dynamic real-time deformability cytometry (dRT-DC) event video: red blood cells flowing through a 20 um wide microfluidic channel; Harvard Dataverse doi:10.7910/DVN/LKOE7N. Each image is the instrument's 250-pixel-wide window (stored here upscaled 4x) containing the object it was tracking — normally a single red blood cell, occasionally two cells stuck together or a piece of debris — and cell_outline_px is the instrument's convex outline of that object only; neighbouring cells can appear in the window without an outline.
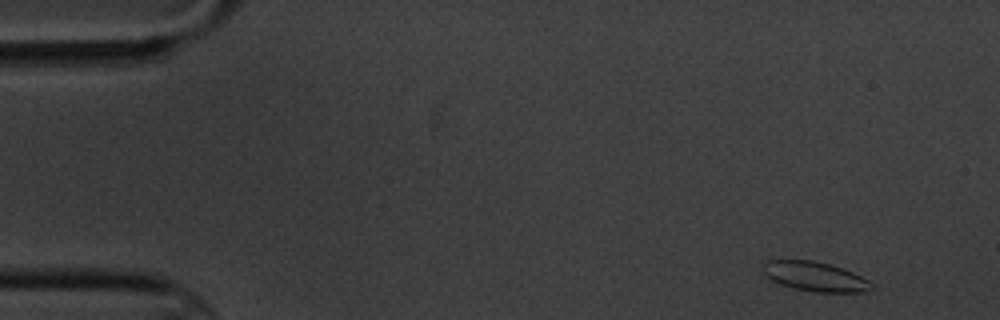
{"species": "common noctule bat (a hibernating species)", "species_latin": "Nyctalus noctula", "temperature_condition": "cold", "stored_images_in_passage": 9, "camera_frame_rate_fps": 3000, "um_per_image_px": 0.085, "animal": {"sex": "male", "body_mass_g": 20.1, "forearm_length_mm": 53.5}, "frame": {"image": 1, "passage_image": 1, "time_ms": 0.0, "image_size_px": [1000, 320], "cell_outline_px": [[876, 288], [864, 292], [816, 292], [792, 288], [780, 284], [764, 276], [760, 272], [760, 268], [764, 260], [812, 260], [828, 264], [852, 272], [868, 280]], "centroid_in_image_um": [69.2, 23.5], "position_along_channel_um": 15.8, "area_um2": 18.9}}
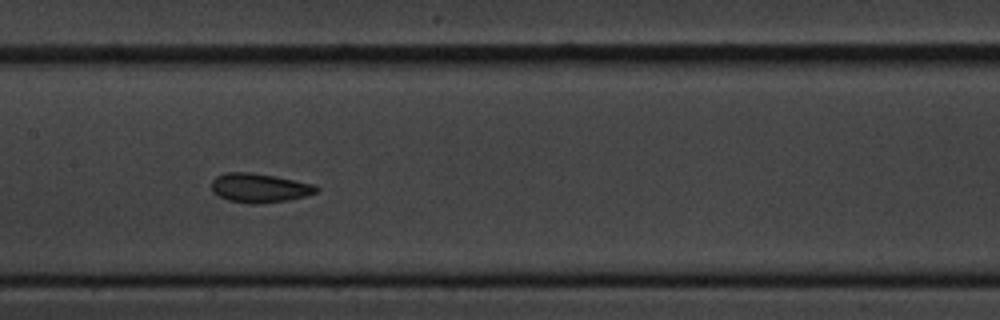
{"frame": {"image": 2, "passage_image": 8, "time_ms": 8.0, "image_size_px": [1000, 320], "cell_outline_px": [[320, 188], [316, 192], [304, 196], [288, 200], [256, 204], [252, 204], [228, 200], [212, 192], [212, 180], [216, 176], [224, 172], [252, 172], [276, 176], [316, 184]], "centroid_in_image_um": [22.06, 15.96], "position_along_channel_um": 185.3, "area_um2": 17.92}}
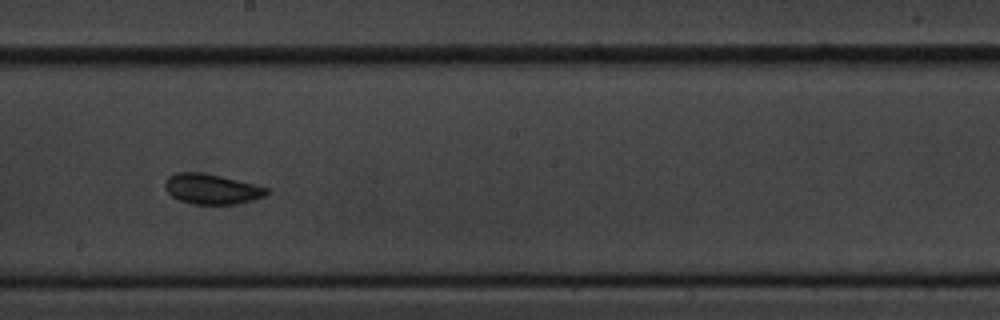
{"frame": {"image": 3, "passage_image": 9, "time_ms": 9.333, "image_size_px": [1000, 320], "cell_outline_px": [[268, 192], [264, 196], [252, 200], [236, 204], [192, 204], [180, 200], [172, 196], [164, 188], [164, 184], [168, 176], [176, 172], [200, 172], [220, 176], [268, 188]], "centroid_in_image_um": [17.94, 16.06], "position_along_channel_um": 230.3, "area_um2": 17.69}}